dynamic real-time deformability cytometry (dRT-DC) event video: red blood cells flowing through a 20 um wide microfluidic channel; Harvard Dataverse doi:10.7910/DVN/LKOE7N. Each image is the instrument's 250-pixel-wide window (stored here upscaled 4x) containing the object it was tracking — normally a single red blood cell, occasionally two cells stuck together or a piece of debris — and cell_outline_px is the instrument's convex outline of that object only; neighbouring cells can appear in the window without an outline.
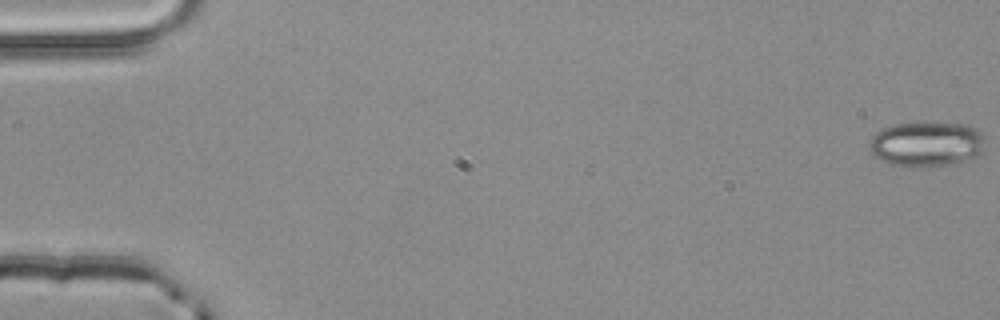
{"species": "common noctule bat (a hibernating species)", "species_latin": "Nyctalus noctula", "temperature_condition": "room temperature", "stored_images_in_passage": 4, "camera_frame_rate_fps": 3000, "um_per_image_px": 0.085, "animal": {"sex": "male", "body_mass_g": 20.4}, "frame": {"image": 1, "passage_image": 1, "time_ms": 0.0, "image_size_px": [1000, 320], "cell_outline_px": [[984, 152], [976, 156], [964, 160], [948, 164], [924, 168], [912, 168], [888, 164], [876, 156], [868, 148], [868, 144], [872, 136], [876, 132], [884, 128], [896, 124], [968, 124], [976, 128], [984, 136]], "centroid_in_image_um": [78.76, 12.28], "position_along_channel_um": 6.2, "area_um2": 30.35}}